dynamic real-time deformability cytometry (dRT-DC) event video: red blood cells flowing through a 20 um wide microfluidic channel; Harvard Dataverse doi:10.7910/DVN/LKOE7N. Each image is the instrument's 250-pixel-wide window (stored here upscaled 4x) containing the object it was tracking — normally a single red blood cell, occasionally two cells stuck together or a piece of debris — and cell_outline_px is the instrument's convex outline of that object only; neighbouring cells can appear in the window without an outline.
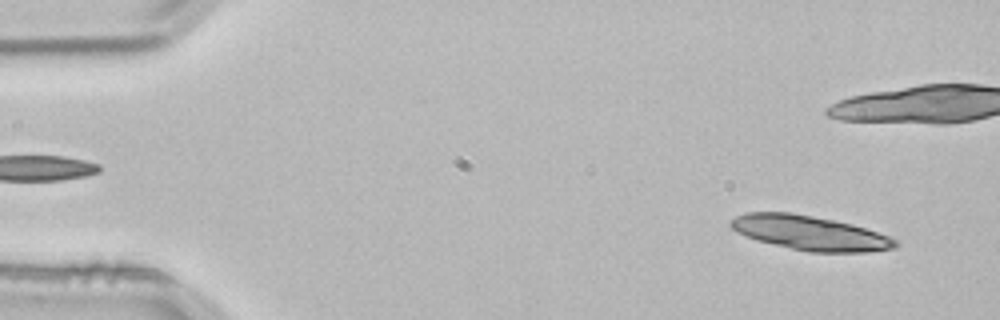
{"species": "common noctule bat (a hibernating species)", "species_latin": "Nyctalus noctula", "temperature_condition": "room temperature", "stored_images_in_passage": 13, "camera_frame_rate_fps": 3000, "um_per_image_px": 0.085, "animal": {"sex": "male", "body_mass_g": 21.5, "forearm_length_mm": 52.0}, "frame": {"image": 1, "passage_image": 4, "time_ms": 1.0, "image_size_px": [1000, 320], "cell_outline_px": [[900, 244], [896, 248], [868, 252], [808, 252], [756, 240], [744, 236], [736, 232], [728, 224], [728, 220], [736, 216], [748, 212], [792, 212], [852, 224], [888, 236], [896, 240]], "centroid_in_image_um": [68.8, 19.8], "position_along_channel_um": 16.2, "area_um2": 33.06}}